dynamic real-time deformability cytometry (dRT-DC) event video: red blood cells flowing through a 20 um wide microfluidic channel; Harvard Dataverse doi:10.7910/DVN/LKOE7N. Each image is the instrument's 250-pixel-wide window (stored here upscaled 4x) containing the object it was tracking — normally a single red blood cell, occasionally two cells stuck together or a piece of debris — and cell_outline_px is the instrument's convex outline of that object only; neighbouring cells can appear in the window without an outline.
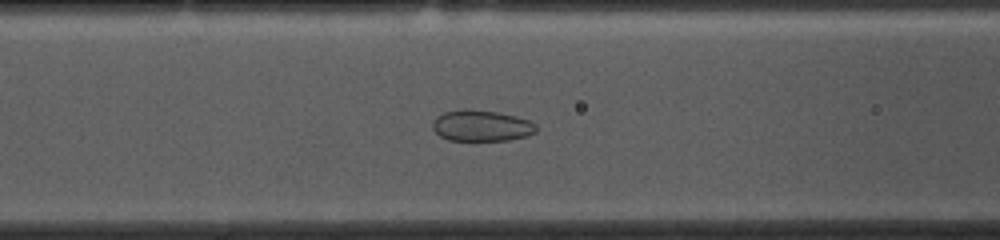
{"species": "common noctule bat (a hibernating species)", "species_latin": "Nyctalus noctula", "temperature_condition": "cold", "stored_images_in_passage": 53, "camera_frame_rate_fps": 3000, "um_per_image_px": 0.085, "animal": {"sex": "female", "body_mass_g": 10.0, "forearm_length_mm": 53.1}, "frame": {"image": 1, "passage_image": 20, "time_ms": 6.333, "image_size_px": [1000, 240], "cell_outline_px": [[536, 132], [524, 136], [508, 140], [448, 140], [440, 136], [432, 128], [432, 120], [436, 116], [444, 112], [464, 108], [468, 108], [496, 112], [516, 116], [528, 120], [536, 124]], "centroid_in_image_um": [40.87, 10.67], "position_along_channel_um": 125.7, "area_um2": 18.84}}
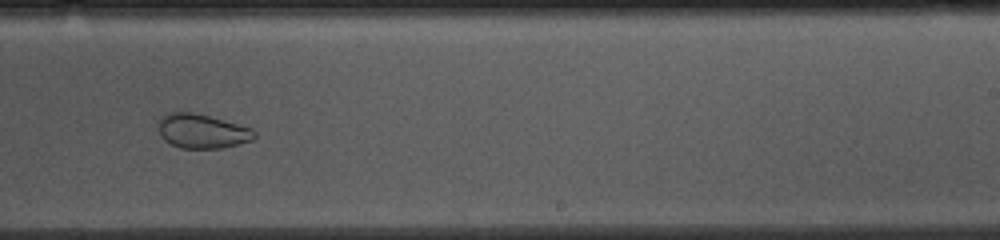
{"frame": {"image": 2, "passage_image": 32, "time_ms": 10.333, "image_size_px": [1000, 240], "cell_outline_px": [[256, 136], [252, 140], [220, 148], [180, 148], [164, 140], [160, 136], [160, 116], [168, 112], [184, 108], [252, 128], [256, 132]], "centroid_in_image_um": [17.15, 11.09], "position_along_channel_um": 271.9, "area_um2": 19.65}}
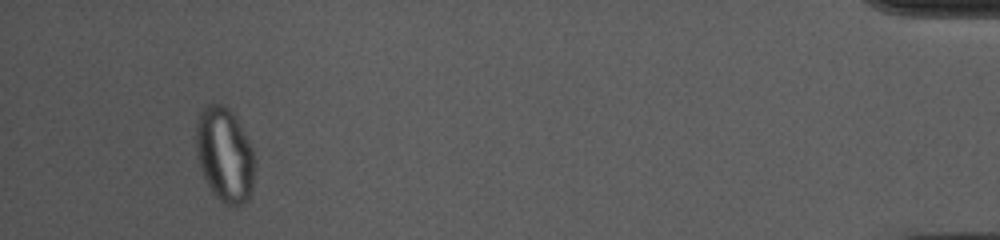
{"frame": {"image": 3, "passage_image": 50, "time_ms": 16.333, "image_size_px": [1000, 240], "cell_outline_px": [[256, 168], [252, 192], [248, 200], [244, 204], [236, 208], [224, 204], [212, 192], [200, 168], [196, 152], [196, 124], [200, 112], [208, 104], [224, 104], [232, 112], [244, 132], [252, 148], [256, 164]], "centroid_in_image_um": [19.13, 13.2], "position_along_channel_um": 416.1, "area_um2": 32.77}}